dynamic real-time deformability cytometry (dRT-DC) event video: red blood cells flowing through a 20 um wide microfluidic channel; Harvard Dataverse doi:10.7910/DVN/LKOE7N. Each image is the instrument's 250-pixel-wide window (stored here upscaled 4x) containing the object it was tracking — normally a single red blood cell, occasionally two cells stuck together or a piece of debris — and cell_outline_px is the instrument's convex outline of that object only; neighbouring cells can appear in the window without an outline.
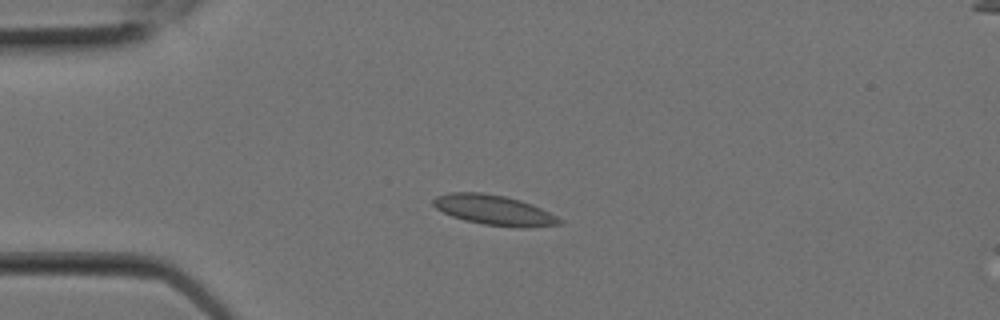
{"species": "Egyptian fruit bat (a non-hibernating species)", "species_latin": "Rousettus aegyptiacus", "temperature_condition": "room temperature", "stored_images_in_passage": 7, "camera_frame_rate_fps": 3000, "um_per_image_px": 0.085, "animal": {"sex": "female"}, "frame": {"image": 1, "passage_image": 3, "time_ms": 0.667, "image_size_px": [1000, 320], "cell_outline_px": [[564, 224], [528, 228], [520, 228], [484, 224], [464, 220], [452, 216], [436, 208], [432, 204], [432, 200], [436, 196], [448, 192], [480, 192], [504, 196], [520, 200], [532, 204], [564, 220]], "centroid_in_image_um": [42.01, 17.86], "position_along_channel_um": 43.0, "area_um2": 22.2}}
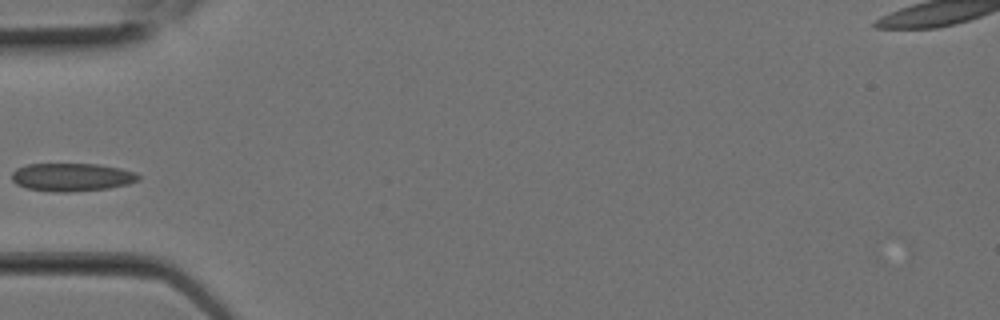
{"frame": {"image": 2, "passage_image": 5, "time_ms": 1.333, "image_size_px": [1000, 320], "cell_outline_px": [[140, 180], [128, 184], [108, 188], [68, 192], [52, 192], [28, 188], [16, 184], [12, 180], [12, 172], [16, 168], [28, 164], [100, 164], [120, 168], [136, 172], [140, 176]], "centroid_in_image_um": [6.12, 15.05], "position_along_channel_um": 78.9, "area_um2": 20.81}}
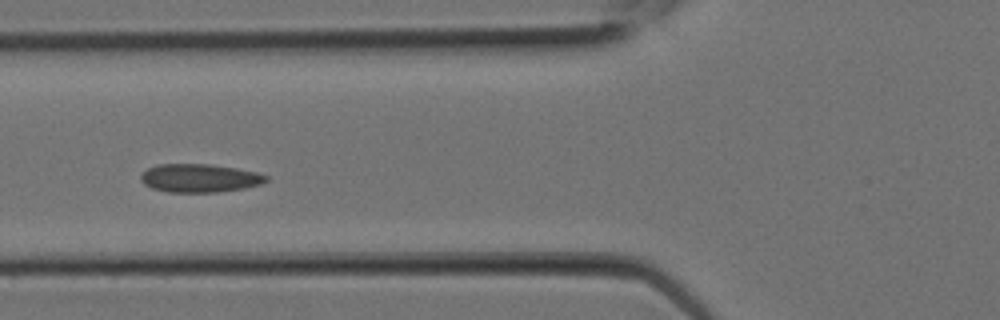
{"frame": {"image": 3, "passage_image": 6, "time_ms": 1.667, "image_size_px": [1000, 320], "cell_outline_px": [[268, 180], [260, 184], [244, 188], [216, 192], [168, 192], [152, 188], [144, 184], [140, 180], [140, 176], [148, 168], [156, 164], [212, 164], [236, 168], [256, 172], [268, 176]], "centroid_in_image_um": [16.95, 15.13], "position_along_channel_um": 108.9, "area_um2": 20.69}}